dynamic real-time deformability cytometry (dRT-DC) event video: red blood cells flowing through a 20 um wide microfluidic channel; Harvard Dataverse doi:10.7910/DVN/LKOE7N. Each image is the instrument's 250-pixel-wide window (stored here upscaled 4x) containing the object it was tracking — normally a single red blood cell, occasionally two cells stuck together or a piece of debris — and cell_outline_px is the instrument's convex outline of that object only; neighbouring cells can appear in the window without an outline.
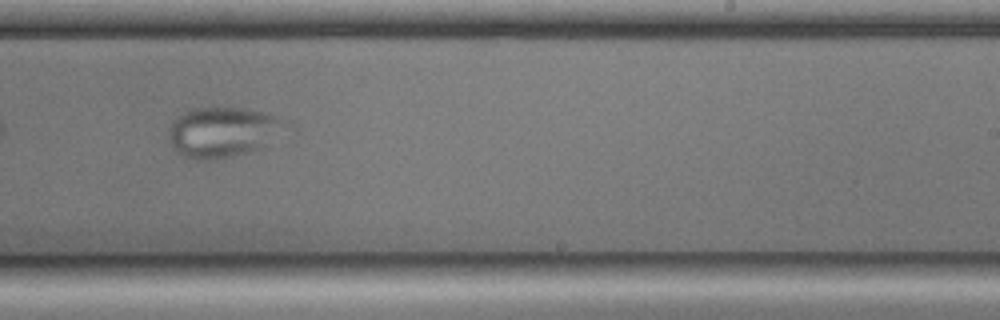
{"species": "common noctule bat (a hibernating species)", "species_latin": "Nyctalus noctula", "temperature_condition": "cold", "stored_images_in_passage": 39, "camera_frame_rate_fps": 3000, "um_per_image_px": 0.085, "animal": {"sex": "male", "body_mass_g": 17.9, "forearm_length_mm": 54.2}, "frame": {"image": 1, "passage_image": 21, "time_ms": 6.667, "image_size_px": [1000, 320], "cell_outline_px": [[296, 132], [264, 148], [232, 156], [212, 160], [196, 160], [184, 156], [176, 152], [172, 148], [168, 140], [168, 128], [172, 120], [176, 116], [184, 112], [196, 108], [240, 108], [260, 112], [288, 120], [296, 128]], "centroid_in_image_um": [19.12, 11.25], "position_along_channel_um": 269.9, "area_um2": 35.95}}